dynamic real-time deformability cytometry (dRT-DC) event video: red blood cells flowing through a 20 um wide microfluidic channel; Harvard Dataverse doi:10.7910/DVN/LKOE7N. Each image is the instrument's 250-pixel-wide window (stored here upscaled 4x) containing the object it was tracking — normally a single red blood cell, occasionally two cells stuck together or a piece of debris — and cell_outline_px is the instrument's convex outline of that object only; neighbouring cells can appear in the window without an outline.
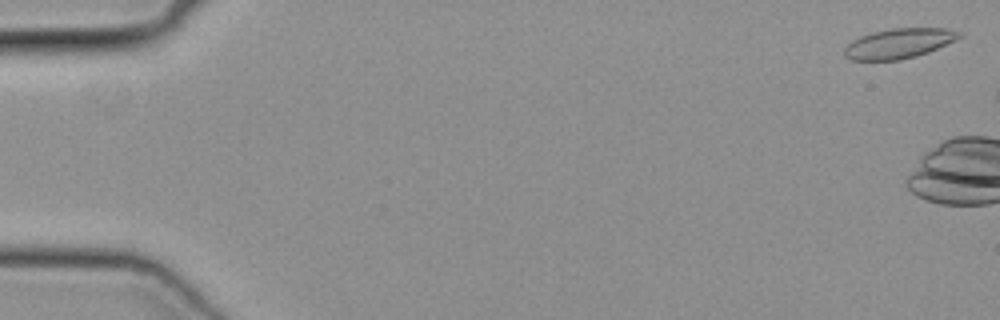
{"species": "common noctule bat (a hibernating species)", "species_latin": "Nyctalus noctula", "temperature_condition": "cold", "stored_images_in_passage": 7, "camera_frame_rate_fps": 3000, "um_per_image_px": 0.085, "animal": {"sex": "female", "body_mass_g": 19.3, "forearm_length_mm": 54.1}, "frame": {"image": 1, "passage_image": 1, "time_ms": 0.0, "image_size_px": [1000, 320], "cell_outline_px": [[964, 36], [956, 40], [928, 52], [916, 56], [900, 60], [852, 60], [844, 56], [844, 48], [852, 40], [860, 36], [872, 32], [892, 28], [944, 28], [964, 32]], "centroid_in_image_um": [76.43, 3.68], "position_along_channel_um": 8.6, "area_um2": 20.17}}